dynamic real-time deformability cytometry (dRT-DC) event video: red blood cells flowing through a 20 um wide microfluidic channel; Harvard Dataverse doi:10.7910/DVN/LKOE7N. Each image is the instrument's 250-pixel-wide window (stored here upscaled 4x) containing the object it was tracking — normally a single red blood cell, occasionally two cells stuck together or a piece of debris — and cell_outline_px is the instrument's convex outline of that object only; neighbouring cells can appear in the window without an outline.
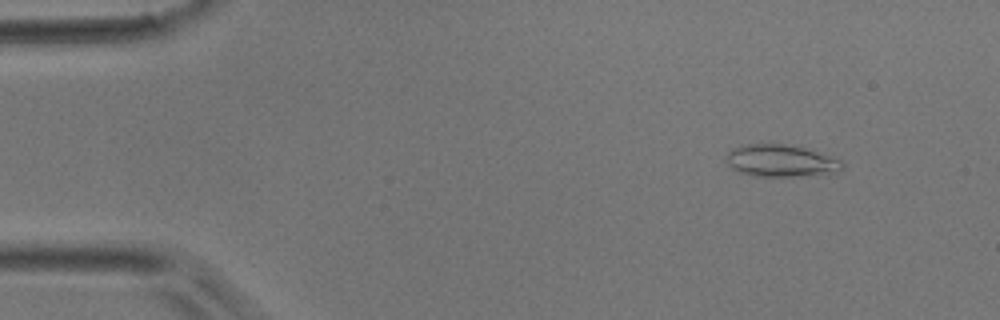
{"species": "common noctule bat (a hibernating species)", "species_latin": "Nyctalus noctula", "temperature_condition": "room temperature", "stored_images_in_passage": 47, "camera_frame_rate_fps": 3000, "um_per_image_px": 0.085, "animal": {"sex": "male", "body_mass_g": 17.9}, "frame": {"image": 1, "passage_image": 5, "time_ms": 1.333, "image_size_px": [1000, 320], "cell_outline_px": [[844, 168], [836, 172], [800, 176], [756, 176], [736, 172], [728, 164], [728, 152], [732, 148], [740, 144], [784, 144], [804, 148], [840, 160], [844, 164]], "centroid_in_image_um": [66.33, 13.67], "position_along_channel_um": 18.7, "area_um2": 21.5}}
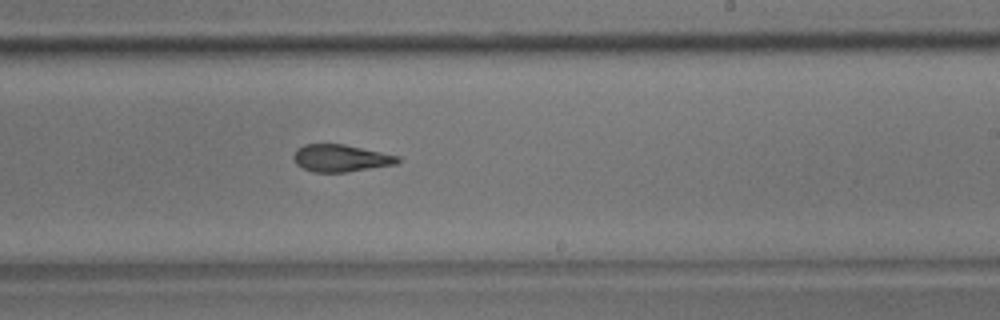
{"frame": {"image": 2, "passage_image": 28, "time_ms": 9.0, "image_size_px": [1000, 320], "cell_outline_px": [[400, 160], [396, 164], [344, 172], [312, 172], [296, 164], [292, 156], [296, 148], [304, 144], [344, 144], [400, 156]], "centroid_in_image_um": [28.93, 13.43], "position_along_channel_um": 260.1, "area_um2": 16.47}}
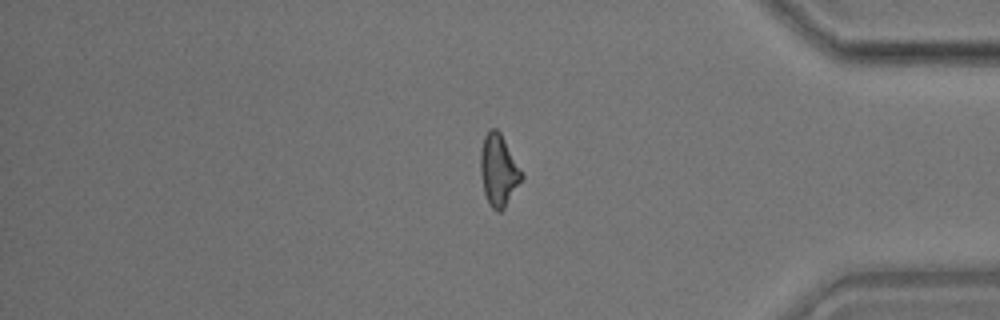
{"frame": {"image": 3, "passage_image": 39, "time_ms": 12.667, "image_size_px": [1000, 320], "cell_outline_px": [[524, 180], [504, 208], [500, 212], [496, 212], [488, 204], [484, 192], [480, 172], [480, 148], [484, 136], [492, 128], [496, 128], [500, 132], [524, 176]], "centroid_in_image_um": [42.38, 14.51], "position_along_channel_um": 392.8, "area_um2": 17.34}}